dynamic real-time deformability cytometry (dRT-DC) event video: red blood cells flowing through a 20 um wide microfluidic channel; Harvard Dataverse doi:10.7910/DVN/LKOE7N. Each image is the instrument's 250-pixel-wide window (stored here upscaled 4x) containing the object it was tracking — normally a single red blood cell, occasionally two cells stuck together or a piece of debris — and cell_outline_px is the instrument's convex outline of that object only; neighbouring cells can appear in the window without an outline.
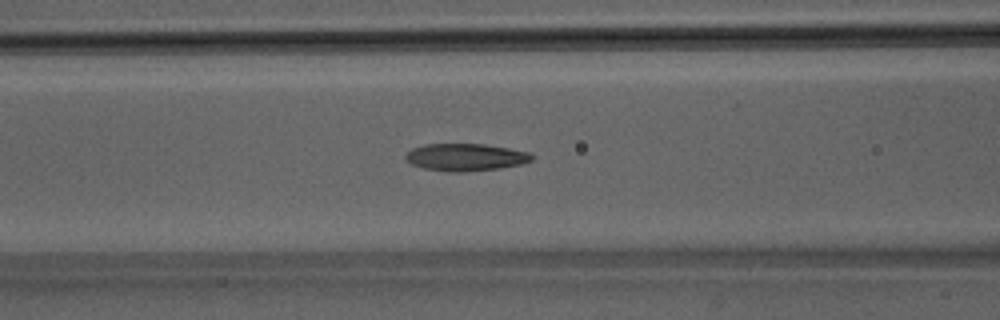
{"species": "Egyptian fruit bat (a non-hibernating species)", "species_latin": "Rousettus aegyptiacus", "temperature_condition": "room temperature", "stored_images_in_passage": 39, "camera_frame_rate_fps": 3000, "um_per_image_px": 0.085, "animal": {"sex": "male"}, "frame": {"image": 1, "passage_image": 17, "time_ms": 5.333, "image_size_px": [1000, 320], "cell_outline_px": [[532, 160], [520, 164], [500, 168], [460, 172], [448, 172], [424, 168], [412, 164], [404, 160], [404, 156], [412, 148], [424, 144], [484, 144], [508, 148], [528, 152], [532, 156]], "centroid_in_image_um": [39.52, 13.36], "position_along_channel_um": 127.1, "area_um2": 20.0}}
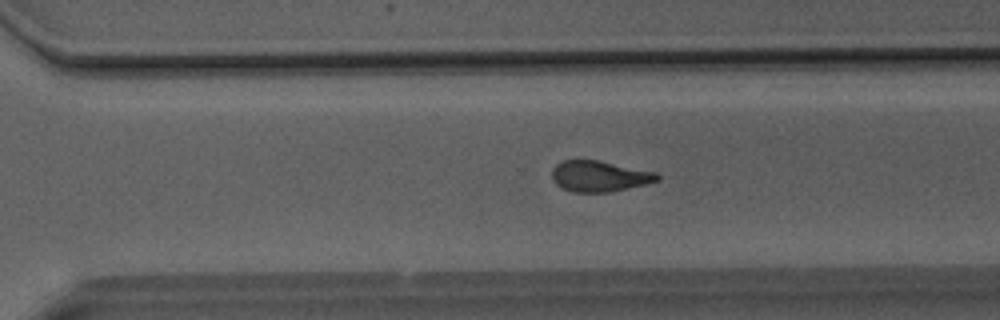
{"frame": {"image": 2, "passage_image": 31, "time_ms": 10.0, "image_size_px": [1000, 320], "cell_outline_px": [[660, 180], [644, 184], [608, 192], [572, 192], [556, 184], [552, 180], [552, 168], [556, 164], [564, 160], [600, 160], [656, 172], [660, 176]], "centroid_in_image_um": [50.94, 14.96], "position_along_channel_um": 319.7, "area_um2": 18.9}}
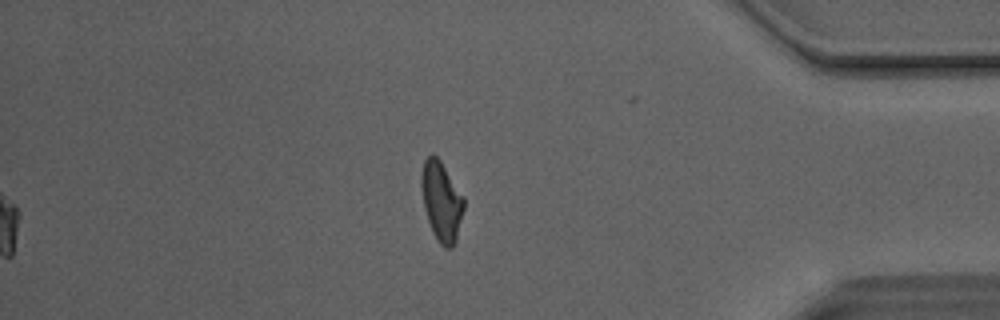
{"frame": {"image": 3, "passage_image": 39, "time_ms": 12.667, "image_size_px": [1000, 320], "cell_outline_px": [[464, 208], [456, 240], [452, 248], [444, 248], [436, 240], [432, 232], [424, 208], [420, 184], [420, 176], [424, 160], [432, 152], [440, 160], [464, 196]], "centroid_in_image_um": [37.51, 17.1], "position_along_channel_um": 397.7, "area_um2": 19.88}, "authors_computed_cell_mechanics": {"area_um2": 20.0566, "velocity_mm_per_s": 4.1347, "shape_relaxation_time_tau1_ms": null, "shape_relaxation_time_tau2_ms": 2.3531, "deformation_change_tau1": null, "deformation_change_tau2": 0.103}}